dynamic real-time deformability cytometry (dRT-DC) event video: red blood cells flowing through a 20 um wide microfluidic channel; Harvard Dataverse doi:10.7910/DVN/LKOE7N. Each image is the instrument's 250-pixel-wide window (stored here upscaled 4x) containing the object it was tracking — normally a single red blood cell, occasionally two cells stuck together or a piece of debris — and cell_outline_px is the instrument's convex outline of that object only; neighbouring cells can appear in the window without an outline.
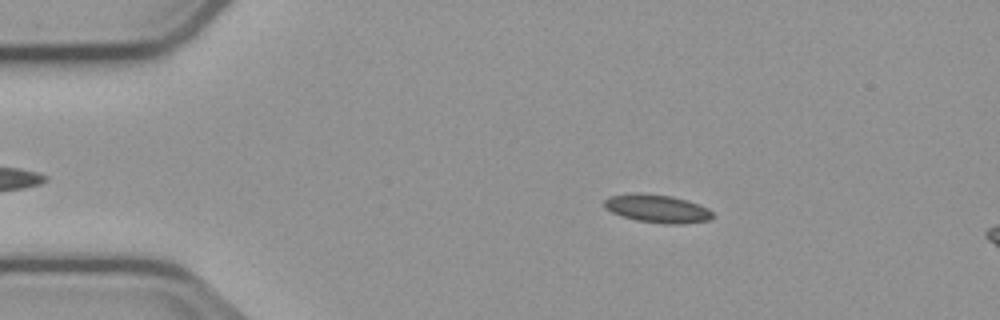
{"species": "common noctule bat (a hibernating species)", "species_latin": "Nyctalus noctula", "temperature_condition": "cold", "stored_images_in_passage": 15, "camera_frame_rate_fps": 3000, "um_per_image_px": 0.085, "animal": {"sex": "male", "body_mass_g": 23.1, "forearm_length_mm": 52.7}, "frame": {"image": 1, "passage_image": 9, "time_ms": 2.667, "image_size_px": [1000, 320], "cell_outline_px": [[712, 216], [708, 220], [684, 224], [664, 224], [636, 220], [612, 212], [604, 208], [604, 200], [612, 196], [636, 192], [672, 196], [708, 208], [712, 212]], "centroid_in_image_um": [55.84, 17.73], "position_along_channel_um": 29.2, "area_um2": 17.51}}